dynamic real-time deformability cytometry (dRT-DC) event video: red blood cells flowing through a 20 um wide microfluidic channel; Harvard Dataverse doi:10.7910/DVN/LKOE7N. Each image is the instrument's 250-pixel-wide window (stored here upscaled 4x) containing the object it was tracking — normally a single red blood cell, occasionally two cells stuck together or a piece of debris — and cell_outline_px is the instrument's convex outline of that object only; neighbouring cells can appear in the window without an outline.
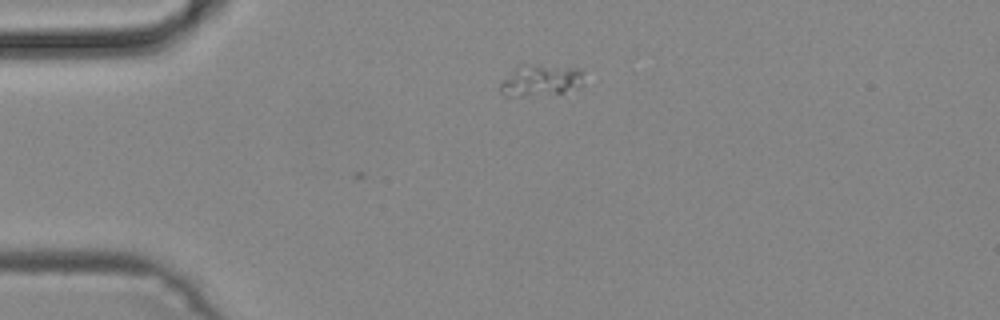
{"species": "common noctule bat (a hibernating species)", "species_latin": "Nyctalus noctula", "temperature_condition": "cold", "stored_images_in_passage": 4, "camera_frame_rate_fps": 3000, "um_per_image_px": 0.085, "animal": {"sex": "male", "body_mass_g": 19.2, "forearm_length_mm": 51.8}, "frame": {"image": 1, "passage_image": 4, "time_ms": 1.0, "image_size_px": [1000, 320], "cell_outline_px": [[580, 84], [576, 88], [564, 92], [520, 96], [504, 96], [500, 92], [500, 80], [516, 64], [532, 64], [580, 68]], "centroid_in_image_um": [45.82, 6.8], "position_along_channel_um": 39.2, "area_um2": 15.37}}